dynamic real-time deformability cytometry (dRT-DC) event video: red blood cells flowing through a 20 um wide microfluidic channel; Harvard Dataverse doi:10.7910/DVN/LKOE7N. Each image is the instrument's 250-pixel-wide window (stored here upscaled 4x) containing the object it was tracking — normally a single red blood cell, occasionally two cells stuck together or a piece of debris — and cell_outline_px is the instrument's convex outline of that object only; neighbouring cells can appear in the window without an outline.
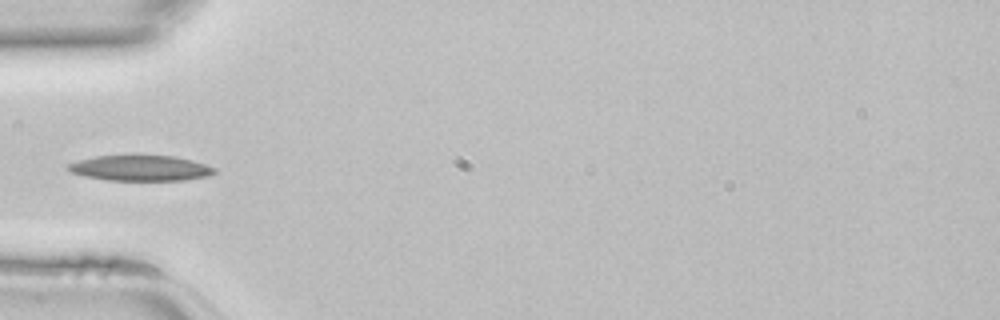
{"species": "common noctule bat (a hibernating species)", "species_latin": "Nyctalus noctula", "temperature_condition": "room temperature", "stored_images_in_passage": 31, "camera_frame_rate_fps": 3000, "um_per_image_px": 0.085, "animal": {"sex": "female", "body_mass_g": 22.7, "forearm_length_mm": 54.2}, "frame": {"image": 1, "passage_image": 1, "time_ms": 0.0, "image_size_px": [1000, 320], "cell_outline_px": [[216, 172], [208, 176], [184, 180], [108, 180], [88, 176], [72, 172], [64, 168], [68, 164], [76, 160], [96, 156], [172, 156], [192, 160], [216, 168]], "centroid_in_image_um": [11.93, 14.29], "position_along_channel_um": 73.1, "area_um2": 21.5}}
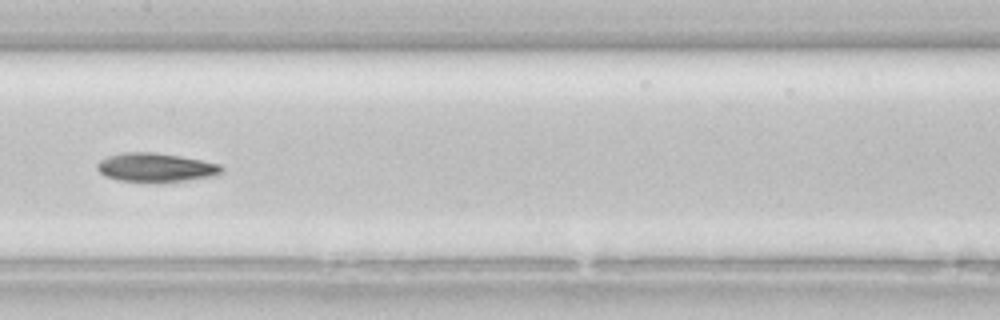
{"frame": {"image": 2, "passage_image": 9, "time_ms": 2.667, "image_size_px": [1000, 320], "cell_outline_px": [[224, 168], [216, 176], [184, 180], [120, 180], [104, 176], [96, 168], [96, 164], [100, 160], [108, 156], [120, 152], [156, 152], [180, 156], [220, 164]], "centroid_in_image_um": [13.21, 14.19], "position_along_channel_um": 194.2, "area_um2": 20.4}}
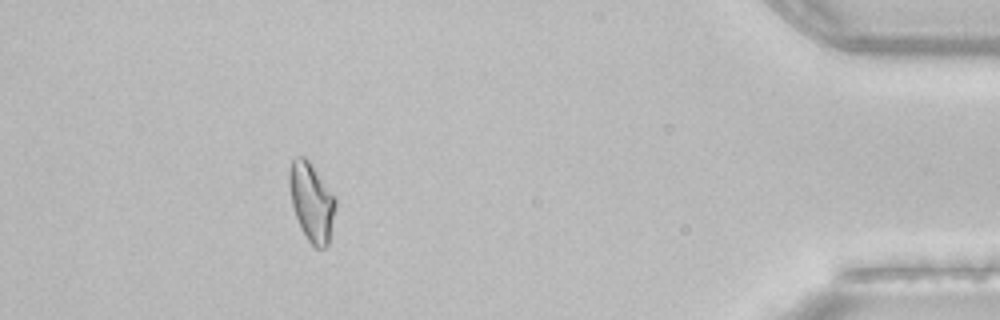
{"frame": {"image": 3, "passage_image": 27, "time_ms": 8.667, "image_size_px": [1000, 320], "cell_outline_px": [[336, 204], [328, 244], [324, 248], [316, 248], [308, 240], [300, 228], [292, 204], [288, 184], [288, 168], [292, 160], [296, 156], [304, 156], [308, 160], [336, 196]], "centroid_in_image_um": [26.47, 17.13], "position_along_channel_um": 408.7, "area_um2": 21.21}}